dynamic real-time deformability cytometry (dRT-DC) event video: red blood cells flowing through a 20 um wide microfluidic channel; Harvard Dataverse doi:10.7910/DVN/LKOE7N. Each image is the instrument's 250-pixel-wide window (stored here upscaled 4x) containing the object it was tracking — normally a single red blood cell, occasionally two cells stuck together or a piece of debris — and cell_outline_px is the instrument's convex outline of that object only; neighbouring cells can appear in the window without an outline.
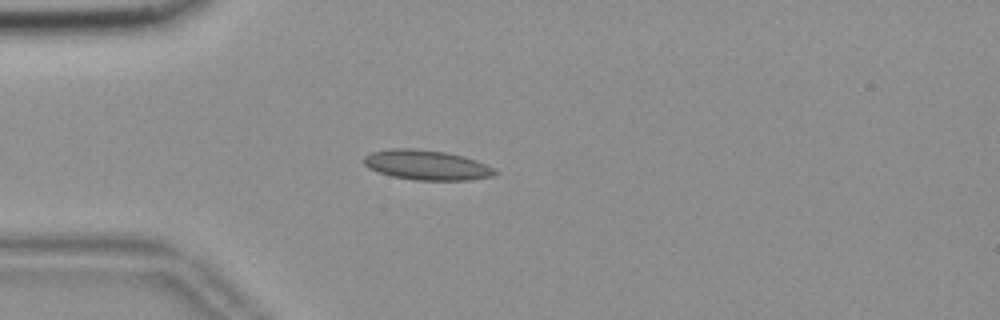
{"species": "common noctule bat (a hibernating species)", "species_latin": "Nyctalus noctula", "temperature_condition": "room temperature", "stored_images_in_passage": 41, "camera_frame_rate_fps": 3000, "um_per_image_px": 0.085, "animal": {"sex": "female", "body_mass_g": 18.4}, "frame": {"image": 1, "passage_image": 1, "time_ms": 0.0, "image_size_px": [1000, 320], "cell_outline_px": [[496, 172], [492, 176], [468, 180], [412, 180], [392, 176], [368, 168], [364, 164], [364, 156], [372, 152], [392, 148], [412, 148], [444, 152], [476, 160], [492, 168]], "centroid_in_image_um": [36.21, 14.03], "position_along_channel_um": 48.8, "area_um2": 22.48}}
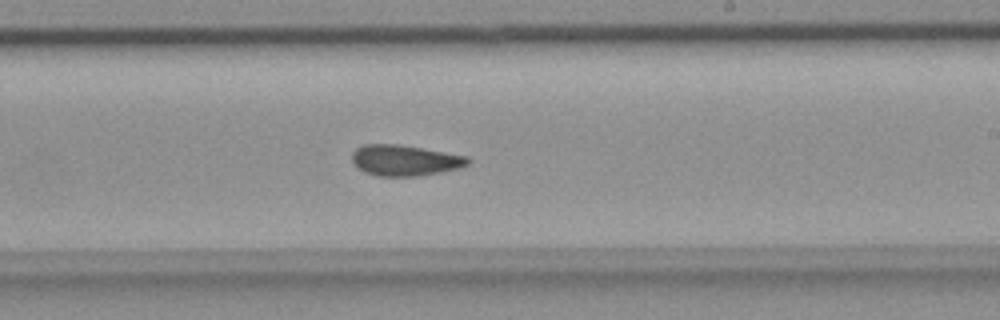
{"frame": {"image": 2, "passage_image": 19, "time_ms": 6.0, "image_size_px": [1000, 320], "cell_outline_px": [[472, 160], [468, 164], [460, 168], [440, 172], [416, 176], [376, 176], [364, 172], [352, 160], [352, 152], [356, 148], [364, 144], [400, 144], [468, 156]], "centroid_in_image_um": [34.43, 13.62], "position_along_channel_um": 254.6, "area_um2": 20.87}}
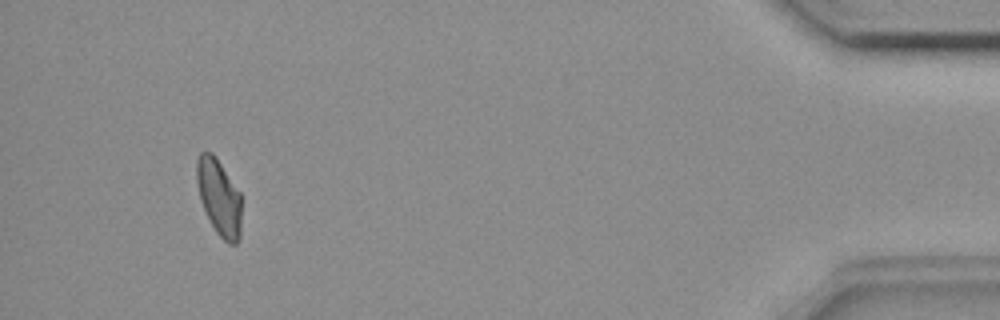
{"frame": {"image": 3, "passage_image": 38, "time_ms": 12.333, "image_size_px": [1000, 320], "cell_outline_px": [[240, 236], [236, 244], [228, 244], [216, 232], [200, 200], [196, 180], [196, 160], [200, 152], [212, 152], [216, 156], [240, 192]], "centroid_in_image_um": [18.6, 16.73], "position_along_channel_um": 416.6, "area_um2": 19.83}, "authors_computed_cell_mechanics": {"area_um2": 20.5768, "velocity_mm_per_s": 3.6529, "shape_relaxation_time_tau1_ms": null, "shape_relaxation_time_tau2_ms": 2.7158, "deformation_change_tau1": null, "deformation_change_tau2": 0.0977}}